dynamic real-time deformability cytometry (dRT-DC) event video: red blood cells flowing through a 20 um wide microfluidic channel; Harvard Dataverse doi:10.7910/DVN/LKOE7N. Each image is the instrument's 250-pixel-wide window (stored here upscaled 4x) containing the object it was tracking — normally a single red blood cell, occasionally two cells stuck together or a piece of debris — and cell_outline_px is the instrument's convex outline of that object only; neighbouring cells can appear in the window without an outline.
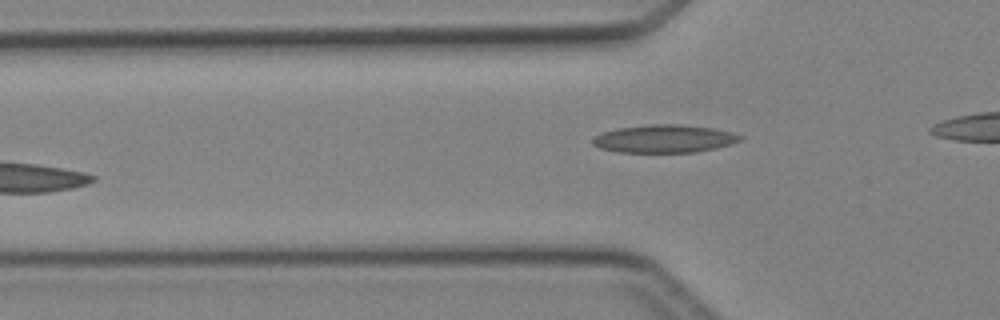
{"species": "Egyptian fruit bat (a non-hibernating species)", "species_latin": "Rousettus aegyptiacus", "temperature_condition": "cold", "stored_images_in_passage": 8, "camera_frame_rate_fps": 3000, "um_per_image_px": 0.085, "animal": {"sex": "female"}, "frame": {"image": 1, "passage_image": 5, "time_ms": 4.667, "image_size_px": [1000, 320], "cell_outline_px": [[744, 136], [740, 140], [732, 144], [716, 148], [696, 152], [616, 152], [600, 148], [592, 144], [592, 140], [596, 136], [604, 132], [616, 128], [644, 124], [680, 124], [712, 128], [732, 132]], "centroid_in_image_um": [56.47, 11.79], "position_along_channel_um": 69.3, "area_um2": 24.1}}
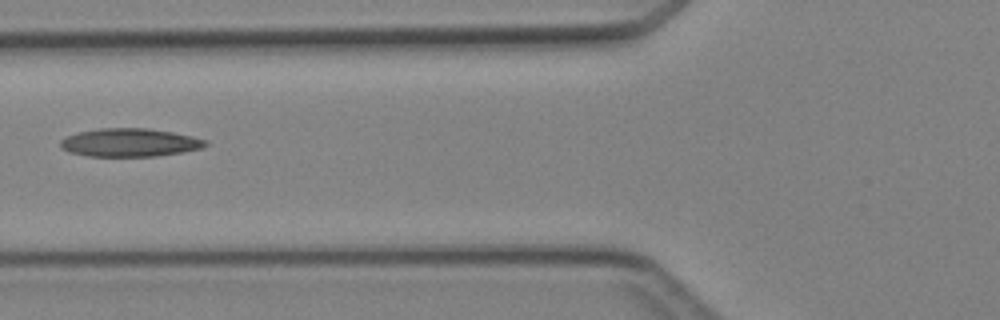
{"frame": {"image": 2, "passage_image": 7, "time_ms": 7.0, "image_size_px": [1000, 320], "cell_outline_px": [[208, 144], [200, 148], [184, 152], [156, 156], [88, 156], [68, 152], [60, 148], [60, 140], [68, 136], [80, 132], [100, 128], [148, 128], [172, 132], [192, 136], [208, 140]], "centroid_in_image_um": [11.03, 12.12], "position_along_channel_um": 114.8, "area_um2": 23.87}}
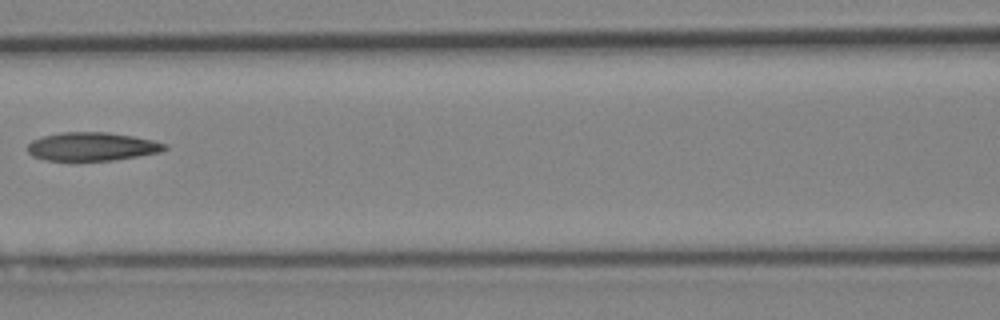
{"frame": {"image": 3, "passage_image": 8, "time_ms": 8.0, "image_size_px": [1000, 320], "cell_outline_px": [[168, 148], [160, 152], [112, 160], [44, 160], [32, 156], [28, 152], [28, 144], [32, 140], [44, 136], [60, 132], [108, 132], [132, 136], [152, 140], [168, 144]], "centroid_in_image_um": [7.81, 12.45], "position_along_channel_um": 158.8, "area_um2": 22.6}}